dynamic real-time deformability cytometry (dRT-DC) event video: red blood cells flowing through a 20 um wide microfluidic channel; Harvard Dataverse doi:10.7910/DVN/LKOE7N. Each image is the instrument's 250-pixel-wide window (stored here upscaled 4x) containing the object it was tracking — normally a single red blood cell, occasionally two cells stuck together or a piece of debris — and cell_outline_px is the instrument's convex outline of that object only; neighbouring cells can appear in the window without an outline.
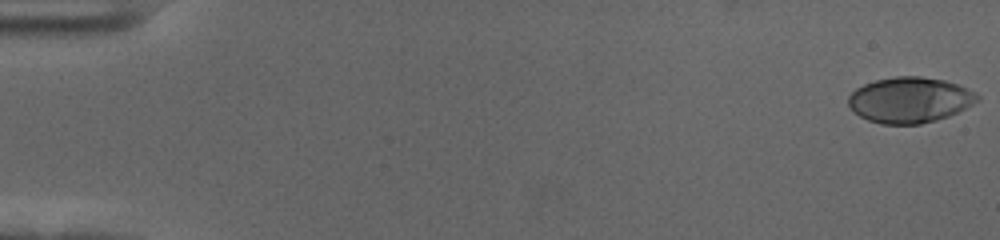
{"species": "human", "species_latin": "Homo sapiens", "temperature_condition": "cold", "stored_images_in_passage": 14, "camera_frame_rate_fps": 3000, "um_per_image_px": 0.085, "donor": {"sex": "female"}, "frame": {"image": 1, "passage_image": 1, "time_ms": 0.0, "image_size_px": [1000, 240], "cell_outline_px": [[980, 100], [948, 116], [936, 120], [920, 124], [880, 124], [868, 120], [852, 112], [848, 104], [848, 96], [856, 88], [864, 84], [876, 80], [896, 76], [920, 76], [944, 80], [956, 84], [976, 92], [980, 96]], "centroid_in_image_um": [77.3, 8.5], "position_along_channel_um": 7.7, "area_um2": 34.33}}